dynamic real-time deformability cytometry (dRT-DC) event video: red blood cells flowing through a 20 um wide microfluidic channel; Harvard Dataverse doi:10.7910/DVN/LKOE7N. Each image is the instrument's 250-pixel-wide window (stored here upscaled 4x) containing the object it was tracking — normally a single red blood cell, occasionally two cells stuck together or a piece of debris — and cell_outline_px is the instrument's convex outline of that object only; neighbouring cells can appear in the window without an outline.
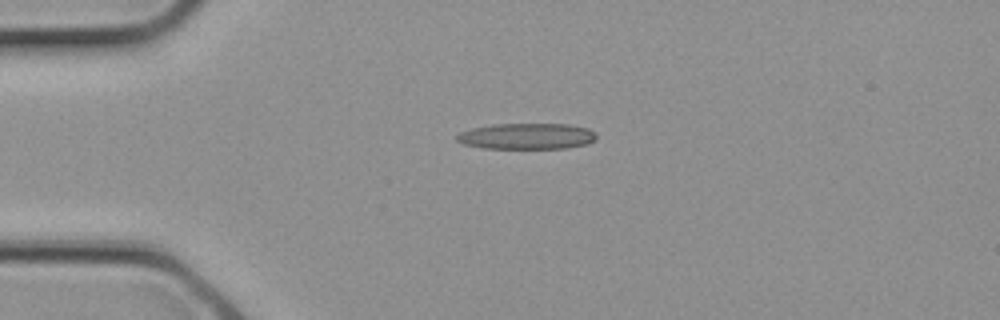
{"species": "common noctule bat (a hibernating species)", "species_latin": "Nyctalus noctula", "temperature_condition": "cold", "stored_images_in_passage": 2, "camera_frame_rate_fps": 3000, "um_per_image_px": 0.085, "animal": {"sex": "female", "body_mass_g": 21.9}, "frame": {"image": 1, "passage_image": 2, "time_ms": 0.333, "image_size_px": [1000, 320], "cell_outline_px": [[596, 140], [588, 144], [568, 148], [484, 148], [464, 144], [456, 140], [456, 136], [460, 132], [472, 128], [492, 124], [568, 124], [588, 128], [596, 132]], "centroid_in_image_um": [44.81, 11.57], "position_along_channel_um": 40.2, "area_um2": 21.27}}